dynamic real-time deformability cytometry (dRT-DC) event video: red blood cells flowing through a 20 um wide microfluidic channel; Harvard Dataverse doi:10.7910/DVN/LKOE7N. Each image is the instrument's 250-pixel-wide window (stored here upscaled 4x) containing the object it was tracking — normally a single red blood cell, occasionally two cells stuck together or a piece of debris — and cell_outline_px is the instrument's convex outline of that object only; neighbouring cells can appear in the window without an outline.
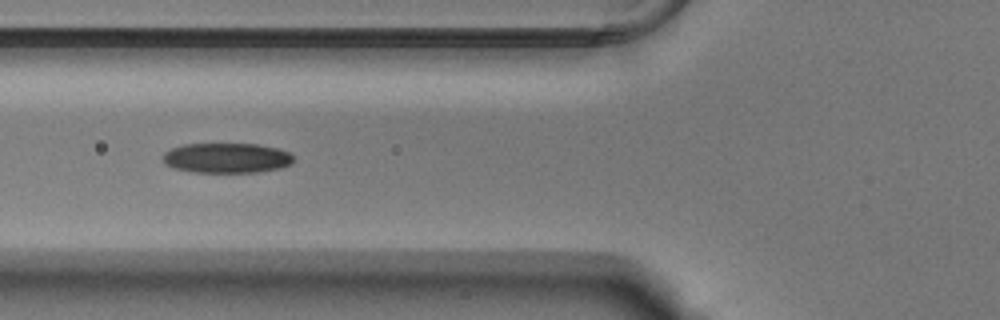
{"species": "Egyptian fruit bat (a non-hibernating species)", "species_latin": "Rousettus aegyptiacus", "temperature_condition": "warm", "stored_images_in_passage": 19, "camera_frame_rate_fps": 3000, "um_per_image_px": 0.085, "animal": {"sex": "male"}, "frame": {"image": 1, "passage_image": 6, "time_ms": 1.667, "image_size_px": [1000, 320], "cell_outline_px": [[292, 160], [288, 164], [280, 168], [256, 172], [192, 172], [172, 168], [164, 164], [164, 152], [172, 148], [184, 144], [260, 144], [276, 148], [288, 152], [292, 156]], "centroid_in_image_um": [19.22, 13.43], "position_along_channel_um": 106.6, "area_um2": 22.72}}